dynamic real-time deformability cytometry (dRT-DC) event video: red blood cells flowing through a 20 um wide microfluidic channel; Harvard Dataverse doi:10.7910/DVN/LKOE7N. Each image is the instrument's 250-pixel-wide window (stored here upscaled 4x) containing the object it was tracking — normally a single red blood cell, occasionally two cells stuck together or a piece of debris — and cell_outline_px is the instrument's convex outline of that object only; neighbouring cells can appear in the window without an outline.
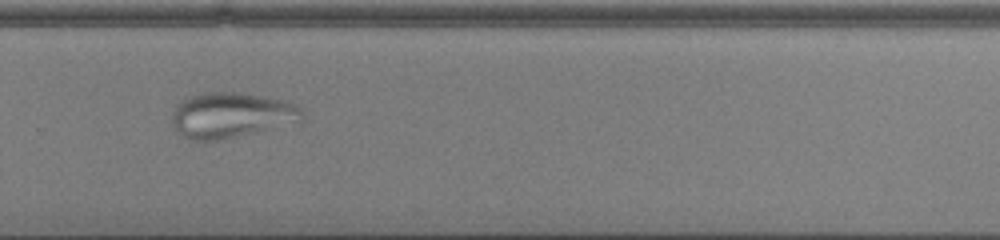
{"species": "common noctule bat (a hibernating species)", "species_latin": "Nyctalus noctula", "temperature_condition": "cold", "stored_images_in_passage": 53, "camera_frame_rate_fps": 3000, "um_per_image_px": 0.085, "animal": {"sex": "male", "body_mass_g": 13.0, "forearm_length_mm": 53.1}, "frame": {"image": 1, "passage_image": 38, "time_ms": 12.333, "image_size_px": [1000, 240], "cell_outline_px": [[304, 120], [252, 132], [216, 140], [192, 140], [184, 136], [176, 128], [172, 120], [172, 112], [176, 104], [188, 96], [204, 92], [240, 92], [264, 96], [296, 104], [304, 112]], "centroid_in_image_um": [19.64, 9.75], "position_along_channel_um": 310.2, "area_um2": 33.93}}